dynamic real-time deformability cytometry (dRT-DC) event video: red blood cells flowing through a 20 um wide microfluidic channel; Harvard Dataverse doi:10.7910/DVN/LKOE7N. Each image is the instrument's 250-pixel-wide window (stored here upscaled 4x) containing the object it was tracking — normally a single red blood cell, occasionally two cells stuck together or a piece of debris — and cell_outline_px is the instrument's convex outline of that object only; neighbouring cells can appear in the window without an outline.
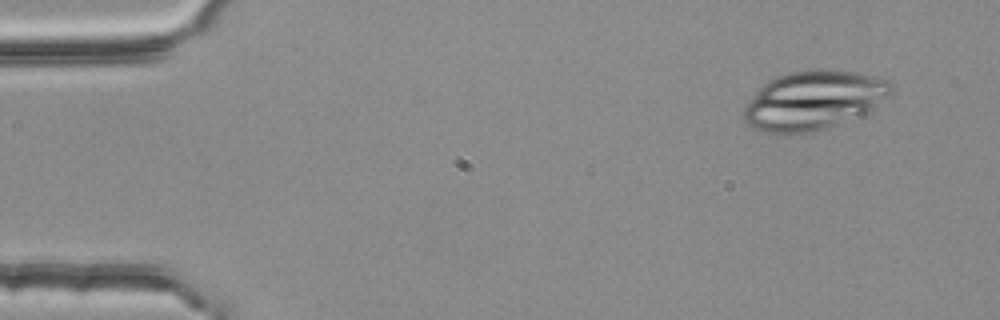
{"species": "common noctule bat (a hibernating species)", "species_latin": "Nyctalus noctula", "temperature_condition": "room temperature", "stored_images_in_passage": 3, "camera_frame_rate_fps": 3000, "um_per_image_px": 0.085, "animal": {"sex": "female", "body_mass_g": 25.1}, "frame": {"image": 1, "passage_image": 1, "time_ms": 0.0, "image_size_px": [1000, 320], "cell_outline_px": [[892, 92], [872, 112], [812, 132], [760, 132], [748, 124], [744, 120], [744, 108], [756, 92], [768, 80], [776, 76], [788, 72], [812, 68], [820, 68], [856, 72], [888, 80], [892, 88]], "centroid_in_image_um": [69.18, 8.5], "position_along_channel_um": 15.8, "area_um2": 50.52}}
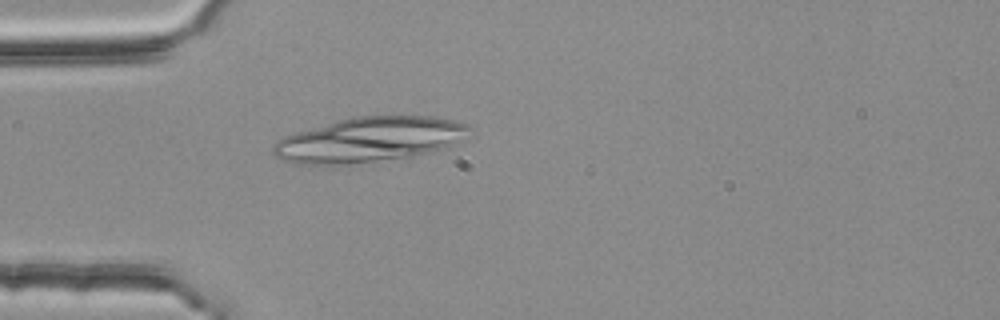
{"frame": {"image": 2, "passage_image": 3, "time_ms": 0.667, "image_size_px": [1000, 320], "cell_outline_px": [[472, 128], [448, 148], [412, 156], [348, 164], [296, 164], [280, 160], [272, 152], [272, 144], [276, 140], [284, 136], [296, 132], [352, 116], [436, 116], [468, 124]], "centroid_in_image_um": [31.35, 11.86], "position_along_channel_um": 53.7, "area_um2": 51.15}}